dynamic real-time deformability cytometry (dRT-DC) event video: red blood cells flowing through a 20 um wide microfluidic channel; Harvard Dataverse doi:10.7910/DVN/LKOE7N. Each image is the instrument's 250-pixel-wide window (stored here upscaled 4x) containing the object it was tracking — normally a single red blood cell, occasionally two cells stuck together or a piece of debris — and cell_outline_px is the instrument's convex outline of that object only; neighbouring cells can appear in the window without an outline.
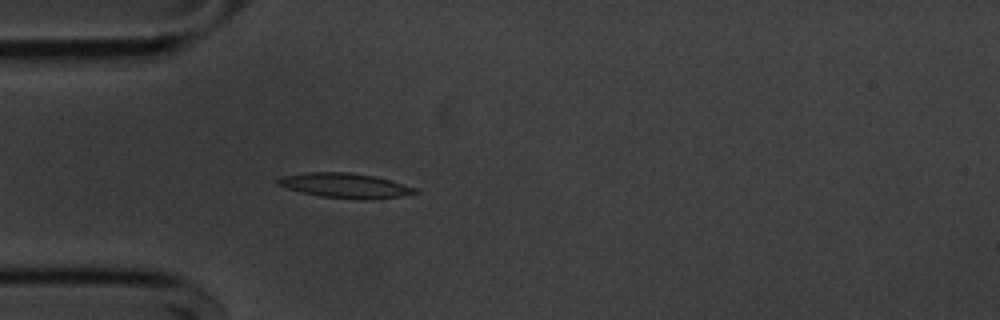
{"species": "common noctule bat (a hibernating species)", "species_latin": "Nyctalus noctula", "temperature_condition": "cold", "stored_images_in_passage": 38, "camera_frame_rate_fps": 3000, "um_per_image_px": 0.085, "animal": {"sex": "male", "body_mass_g": 20.1, "forearm_length_mm": 53.5}, "frame": {"image": 1, "passage_image": 1, "time_ms": 0.0, "image_size_px": [1000, 320], "cell_outline_px": [[420, 192], [400, 196], [368, 200], [360, 200], [320, 196], [300, 192], [276, 184], [276, 180], [280, 176], [308, 172], [348, 172], [372, 176], [388, 180], [416, 188]], "centroid_in_image_um": [29.29, 15.78], "position_along_channel_um": 55.7, "area_um2": 19.71}}
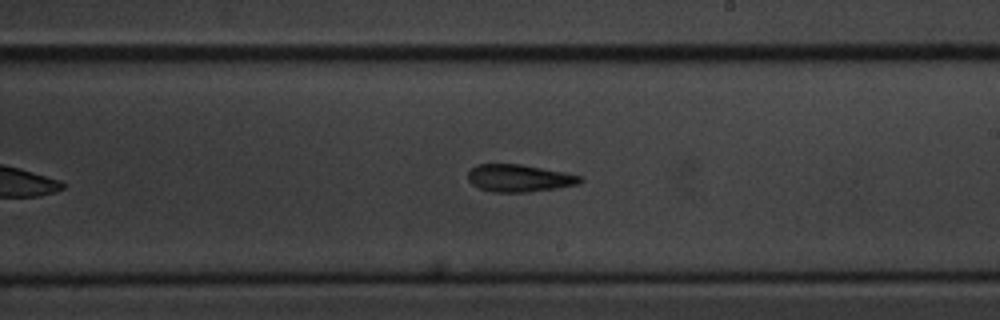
{"frame": {"image": 2, "passage_image": 17, "time_ms": 5.333, "image_size_px": [1000, 320], "cell_outline_px": [[584, 180], [580, 184], [556, 188], [528, 192], [492, 192], [480, 188], [472, 184], [468, 180], [468, 172], [476, 164], [520, 164], [564, 172], [584, 176]], "centroid_in_image_um": [44.16, 15.14], "position_along_channel_um": 244.8, "area_um2": 17.98}}
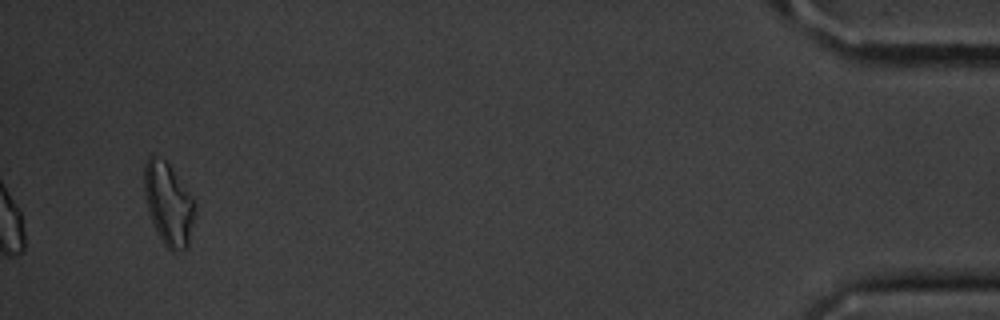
{"frame": {"image": 3, "passage_image": 38, "time_ms": 12.333, "image_size_px": [1000, 320], "cell_outline_px": [[196, 216], [188, 248], [184, 252], [172, 252], [164, 244], [156, 232], [148, 212], [144, 196], [144, 164], [148, 156], [152, 152], [164, 160], [168, 164], [192, 196], [196, 204]], "centroid_in_image_um": [14.33, 17.37], "position_along_channel_um": 420.9, "area_um2": 25.03}, "authors_computed_cell_mechanics": {"area_um2": 18.3804, "velocity_mm_per_s": 3.6314, "shape_relaxation_time_tau1_ms": 8.7536, "shape_relaxation_time_tau2_ms": null, "deformation_change_tau1": 0.2045, "deformation_change_tau2": null}}